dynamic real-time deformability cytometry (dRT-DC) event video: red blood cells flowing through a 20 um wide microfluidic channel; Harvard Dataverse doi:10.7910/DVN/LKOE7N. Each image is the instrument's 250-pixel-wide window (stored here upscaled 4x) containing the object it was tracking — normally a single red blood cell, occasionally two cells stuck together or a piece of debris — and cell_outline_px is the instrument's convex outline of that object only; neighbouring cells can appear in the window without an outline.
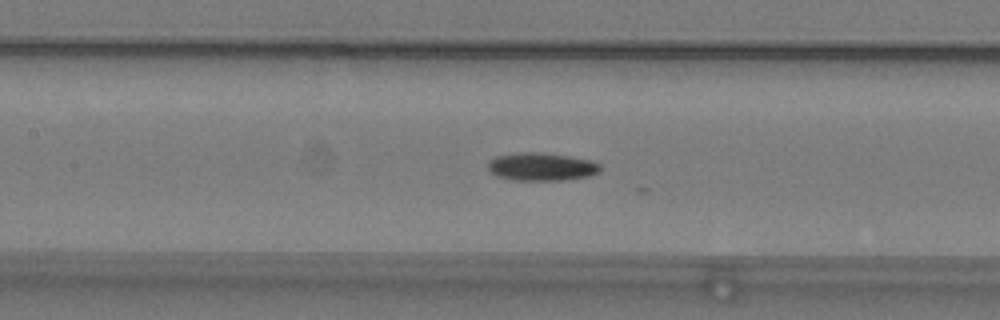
{"species": "common noctule bat (a hibernating species)", "species_latin": "Nyctalus noctula", "temperature_condition": "warm", "stored_images_in_passage": 22, "camera_frame_rate_fps": 3000, "um_per_image_px": 0.085, "animal": {"sex": "male", "body_mass_g": 19.2, "forearm_length_mm": 51.8}, "frame": {"image": 1, "passage_image": 17, "time_ms": 5.333, "image_size_px": [1000, 320], "cell_outline_px": [[600, 172], [588, 176], [564, 180], [512, 180], [496, 176], [488, 168], [488, 160], [496, 156], [516, 152], [536, 152], [568, 156], [592, 160], [600, 164]], "centroid_in_image_um": [46.01, 14.17], "position_along_channel_um": 161.4, "area_um2": 18.38}}
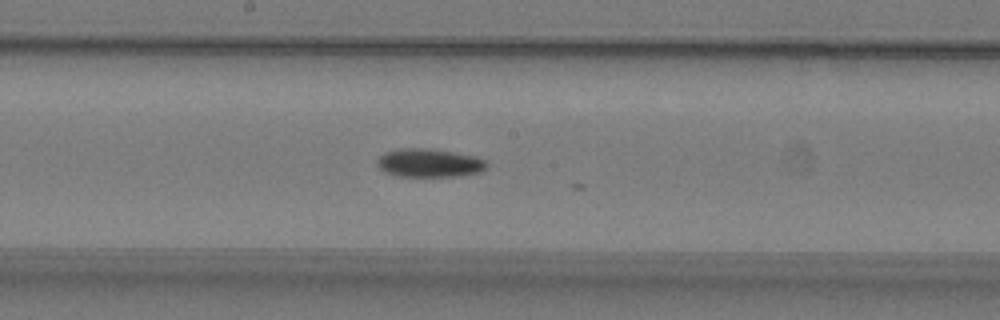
{"frame": {"image": 2, "passage_image": 21, "time_ms": 6.667, "image_size_px": [1000, 320], "cell_outline_px": [[488, 168], [480, 172], [464, 176], [400, 176], [384, 172], [376, 164], [376, 160], [384, 152], [400, 148], [424, 148], [452, 152], [476, 156], [484, 160], [488, 164]], "centroid_in_image_um": [36.49, 13.85], "position_along_channel_um": 211.7, "area_um2": 18.26}}